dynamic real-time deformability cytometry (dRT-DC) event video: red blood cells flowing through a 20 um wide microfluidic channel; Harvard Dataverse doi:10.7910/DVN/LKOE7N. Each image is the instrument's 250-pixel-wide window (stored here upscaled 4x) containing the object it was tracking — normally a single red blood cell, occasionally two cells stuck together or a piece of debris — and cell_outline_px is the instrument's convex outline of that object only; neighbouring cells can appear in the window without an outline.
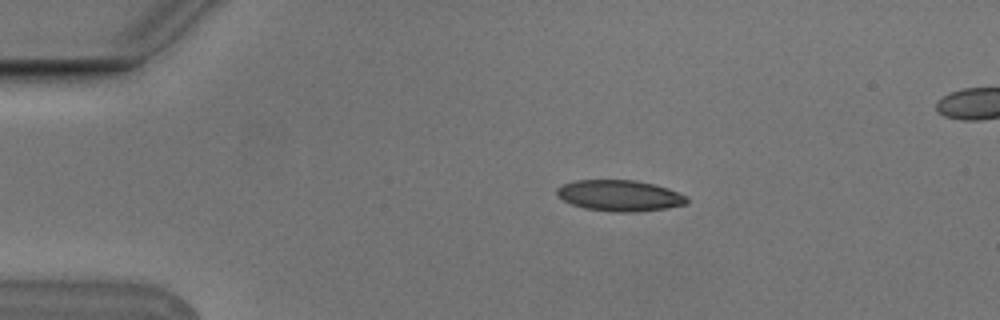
{"species": "Egyptian fruit bat (a non-hibernating species)", "species_latin": "Rousettus aegyptiacus", "temperature_condition": "cold", "stored_images_in_passage": 5, "camera_frame_rate_fps": 3000, "um_per_image_px": 0.085, "animal": {"sex": "male"}, "frame": {"image": 1, "passage_image": 1, "time_ms": 0.0, "image_size_px": [1000, 320], "cell_outline_px": [[688, 204], [668, 208], [636, 212], [616, 212], [584, 208], [572, 204], [564, 200], [556, 192], [556, 188], [564, 184], [576, 180], [636, 180], [668, 188], [688, 196]], "centroid_in_image_um": [52.72, 16.63], "position_along_channel_um": 32.3, "area_um2": 23.52}}
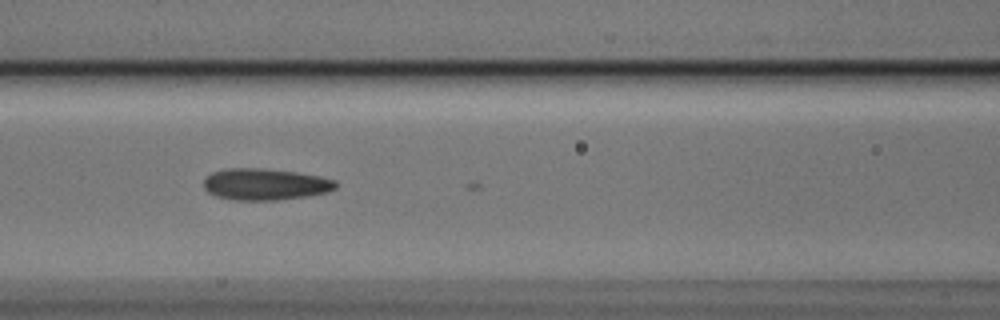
{"frame": {"image": 2, "passage_image": 4, "time_ms": 1.0, "image_size_px": [1000, 320], "cell_outline_px": [[336, 188], [328, 192], [304, 196], [276, 200], [236, 200], [216, 196], [208, 192], [204, 188], [204, 180], [212, 172], [224, 168], [260, 168], [296, 172], [320, 176], [336, 180]], "centroid_in_image_um": [22.53, 15.65], "position_along_channel_um": 144.1, "area_um2": 24.22}}